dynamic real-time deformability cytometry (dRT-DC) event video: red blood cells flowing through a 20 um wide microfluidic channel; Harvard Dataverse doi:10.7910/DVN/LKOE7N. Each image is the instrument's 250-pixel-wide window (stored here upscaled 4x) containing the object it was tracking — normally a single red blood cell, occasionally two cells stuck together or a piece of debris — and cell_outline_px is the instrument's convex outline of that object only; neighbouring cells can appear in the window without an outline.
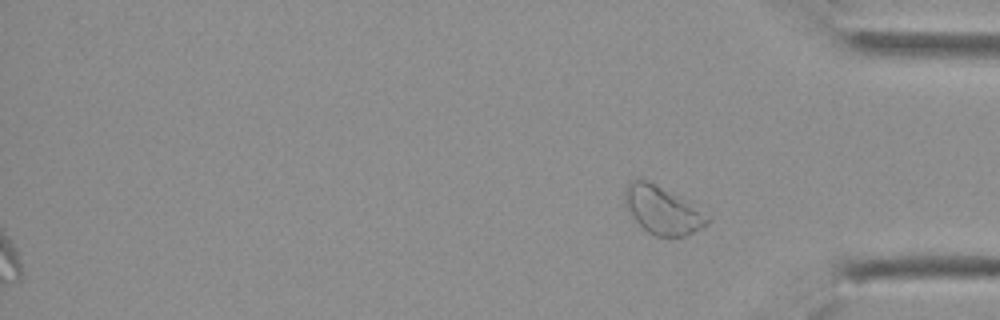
{"species": "Egyptian fruit bat (a non-hibernating species)", "species_latin": "Rousettus aegyptiacus", "temperature_condition": "cold", "stored_images_in_passage": 24, "segment_of_instrument_passage": [2, 2], "camera_frame_rate_fps": 3000, "um_per_image_px": 0.085, "animal": {"sex": "female"}, "frame": {"image": 1, "passage_image": 24, "time_ms": 7.667, "image_size_px": [1000, 320], "cell_outline_px": [[712, 220], [708, 224], [684, 236], [656, 236], [648, 232], [632, 216], [624, 204], [624, 188], [636, 176], [640, 176], [656, 184], [712, 216]], "centroid_in_image_um": [56.29, 17.83], "position_along_channel_um": 378.9, "area_um2": 23.0}}